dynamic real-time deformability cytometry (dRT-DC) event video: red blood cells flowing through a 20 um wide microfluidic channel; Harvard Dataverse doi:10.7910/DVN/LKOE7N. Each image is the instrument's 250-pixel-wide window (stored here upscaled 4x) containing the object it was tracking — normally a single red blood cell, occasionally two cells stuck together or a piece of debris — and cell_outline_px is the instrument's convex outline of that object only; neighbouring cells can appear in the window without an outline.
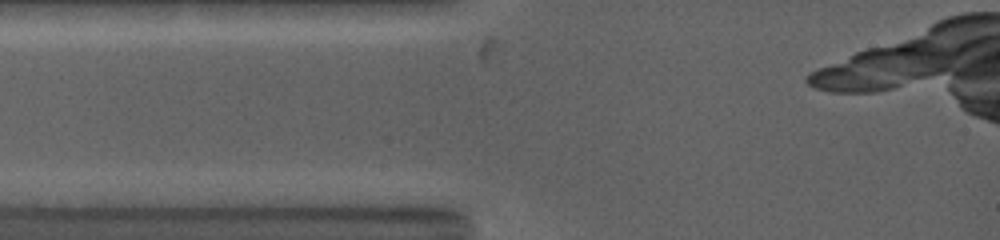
{"species": "common noctule bat (a hibernating species)", "species_latin": "Nyctalus noctula", "temperature_condition": "warm", "stored_images_in_passage": 5, "camera_frame_rate_fps": 5000, "um_per_image_px": 0.085, "animal": {"sex": "female", "body_mass_g": 19.0, "forearm_length_mm": 53.3}, "frame": {"image": 1, "passage_image": 3, "time_ms": 0.2, "image_size_px": [1000, 240], "cell_outline_px": [[440, 164], [428, 168], [396, 172], [304, 168], [276, 164], [280, 160], [292, 156], [412, 156], [428, 160]], "centroid_in_image_um": [30.55, 13.86], "position_along_channel_um": 54.5, "area_um2": 14.33}}